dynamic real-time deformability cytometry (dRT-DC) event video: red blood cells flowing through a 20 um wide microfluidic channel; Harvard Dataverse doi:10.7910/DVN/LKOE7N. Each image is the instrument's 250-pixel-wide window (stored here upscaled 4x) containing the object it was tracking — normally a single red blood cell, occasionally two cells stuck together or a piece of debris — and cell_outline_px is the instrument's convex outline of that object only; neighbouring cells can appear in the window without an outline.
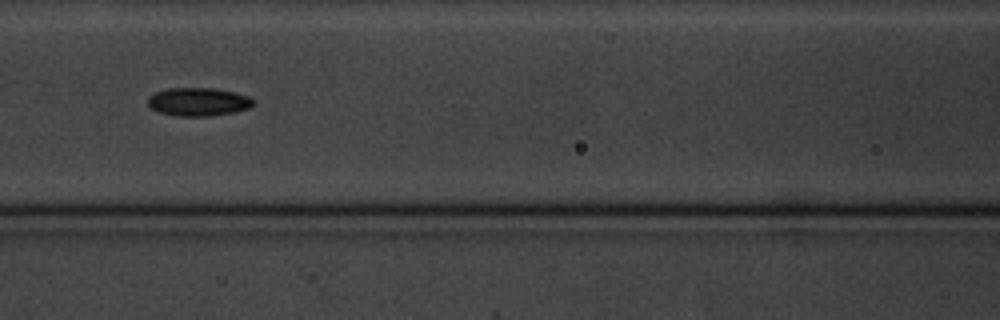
{"species": "common noctule bat (a hibernating species)", "species_latin": "Nyctalus noctula", "temperature_condition": "cold", "stored_images_in_passage": 16, "camera_frame_rate_fps": 3000, "um_per_image_px": 0.085, "animal": {"sex": "male", "body_mass_g": 20.1, "forearm_length_mm": 53.5}, "frame": {"image": 1, "passage_image": 7, "time_ms": 7.667, "image_size_px": [1000, 320], "cell_outline_px": [[252, 104], [248, 108], [232, 112], [212, 116], [176, 116], [160, 112], [152, 108], [148, 104], [148, 96], [156, 92], [168, 88], [212, 88], [236, 92], [248, 96], [252, 100]], "centroid_in_image_um": [16.83, 8.65], "position_along_channel_um": 149.8, "area_um2": 17.22}}
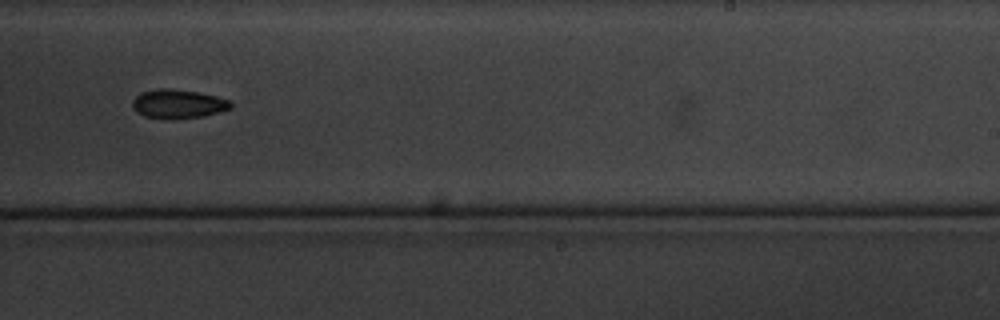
{"frame": {"image": 2, "passage_image": 10, "time_ms": 11.333, "image_size_px": [1000, 320], "cell_outline_px": [[232, 108], [220, 112], [200, 116], [144, 116], [136, 112], [132, 108], [132, 100], [140, 92], [156, 88], [172, 88], [196, 92], [216, 96], [228, 100], [232, 104]], "centroid_in_image_um": [15.11, 8.77], "position_along_channel_um": 273.9, "area_um2": 15.95}, "authors_computed_cell_mechanics": {"area_um2": 18.5538, "velocity_mm_per_s": 3.3767, "shape_relaxation_time_tau1_ms": 1.4621, "shape_relaxation_time_tau2_ms": null, "deformation_change_tau1": 0.0763, "deformation_change_tau2": null}}